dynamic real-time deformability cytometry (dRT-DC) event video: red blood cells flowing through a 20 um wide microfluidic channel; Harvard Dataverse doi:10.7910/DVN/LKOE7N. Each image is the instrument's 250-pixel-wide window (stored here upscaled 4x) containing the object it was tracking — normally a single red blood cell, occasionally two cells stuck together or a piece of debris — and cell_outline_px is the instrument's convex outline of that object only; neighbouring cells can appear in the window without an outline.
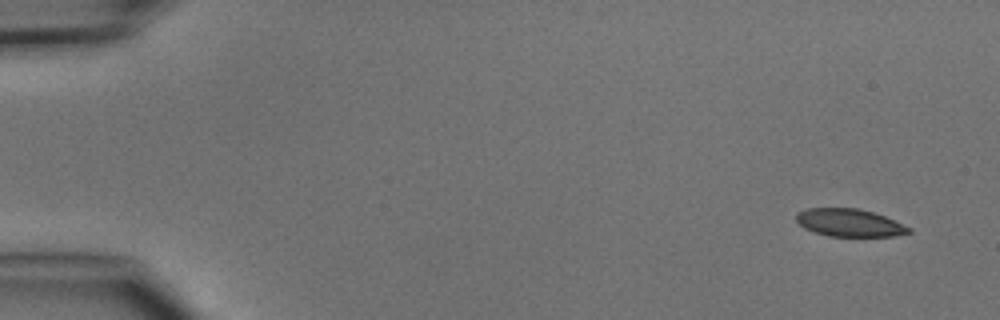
{"species": "common noctule bat (a hibernating species)", "species_latin": "Nyctalus noctula", "temperature_condition": "cold", "stored_images_in_passage": 4, "camera_frame_rate_fps": 3000, "um_per_image_px": 0.085, "animal": {"sex": "male", "body_mass_g": 15.6}, "frame": {"image": 1, "passage_image": 1, "time_ms": 0.0, "image_size_px": [1000, 320], "cell_outline_px": [[912, 232], [896, 236], [828, 236], [804, 228], [796, 220], [796, 212], [804, 208], [856, 208], [872, 212], [884, 216], [912, 228]], "centroid_in_image_um": [72.19, 18.93], "position_along_channel_um": 12.8, "area_um2": 18.15}}
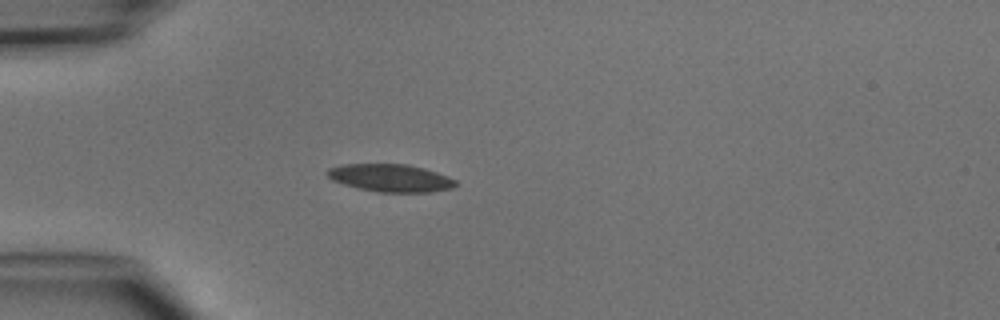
{"frame": {"image": 2, "passage_image": 4, "time_ms": 3.667, "image_size_px": [1000, 320], "cell_outline_px": [[460, 184], [452, 188], [428, 192], [380, 192], [356, 188], [332, 180], [324, 172], [328, 168], [344, 164], [408, 164], [424, 168], [448, 176], [456, 180]], "centroid_in_image_um": [33.2, 15.12], "position_along_channel_um": 51.8, "area_um2": 20.81}}